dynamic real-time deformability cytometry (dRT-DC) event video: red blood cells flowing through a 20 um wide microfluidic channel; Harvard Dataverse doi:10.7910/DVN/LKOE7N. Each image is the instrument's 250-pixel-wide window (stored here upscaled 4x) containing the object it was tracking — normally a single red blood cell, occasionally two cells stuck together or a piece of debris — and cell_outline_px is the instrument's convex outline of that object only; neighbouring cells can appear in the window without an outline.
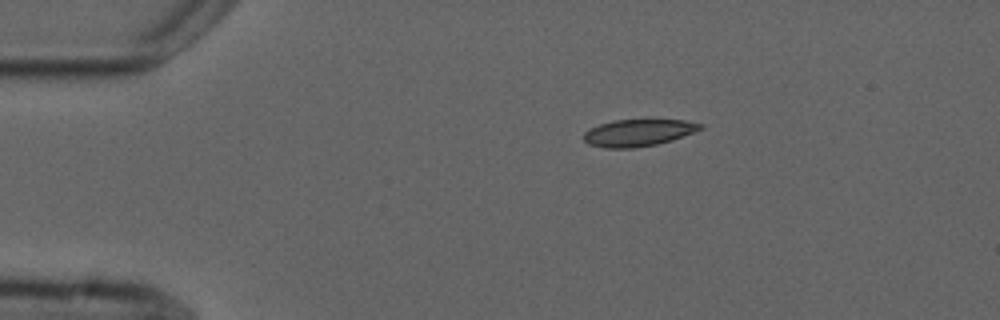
{"species": "common noctule bat (a hibernating species)", "species_latin": "Nyctalus noctula", "temperature_condition": "cold", "stored_images_in_passage": 2, "camera_frame_rate_fps": 3000, "um_per_image_px": 0.085, "animal": {"sex": "male", "forearm_length_mm": 52.5}, "frame": {"image": 1, "passage_image": 1, "time_ms": 0.0, "image_size_px": [1000, 320], "cell_outline_px": [[704, 128], [672, 140], [656, 144], [636, 148], [604, 148], [588, 144], [584, 140], [584, 132], [600, 124], [612, 120], [652, 116], [684, 120], [704, 124]], "centroid_in_image_um": [54.31, 11.22], "position_along_channel_um": 30.7, "area_um2": 19.31}}